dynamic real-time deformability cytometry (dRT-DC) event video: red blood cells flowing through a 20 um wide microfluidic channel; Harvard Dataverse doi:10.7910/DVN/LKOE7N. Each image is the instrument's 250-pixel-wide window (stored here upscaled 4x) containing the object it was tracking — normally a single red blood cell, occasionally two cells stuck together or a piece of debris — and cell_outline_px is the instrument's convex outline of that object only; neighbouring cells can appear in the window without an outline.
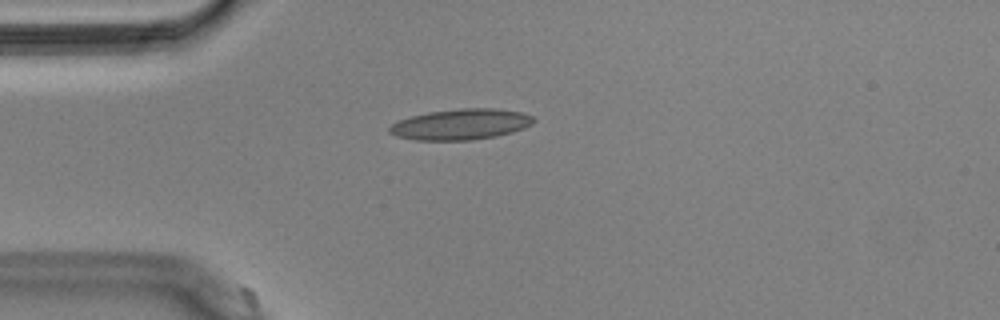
{"species": "Egyptian fruit bat (a non-hibernating species)", "species_latin": "Rousettus aegyptiacus", "temperature_condition": "cold", "stored_images_in_passage": 19, "camera_frame_rate_fps": 3000, "um_per_image_px": 0.085, "animal": {"sex": "male"}, "frame": {"image": 1, "passage_image": 11, "time_ms": 3.333, "image_size_px": [1000, 320], "cell_outline_px": [[536, 120], [532, 124], [524, 128], [512, 132], [496, 136], [472, 140], [416, 140], [396, 136], [388, 132], [388, 128], [392, 124], [400, 120], [412, 116], [428, 112], [460, 108], [492, 108], [520, 112], [532, 116]], "centroid_in_image_um": [39.17, 10.57], "position_along_channel_um": 45.8, "area_um2": 25.78}}